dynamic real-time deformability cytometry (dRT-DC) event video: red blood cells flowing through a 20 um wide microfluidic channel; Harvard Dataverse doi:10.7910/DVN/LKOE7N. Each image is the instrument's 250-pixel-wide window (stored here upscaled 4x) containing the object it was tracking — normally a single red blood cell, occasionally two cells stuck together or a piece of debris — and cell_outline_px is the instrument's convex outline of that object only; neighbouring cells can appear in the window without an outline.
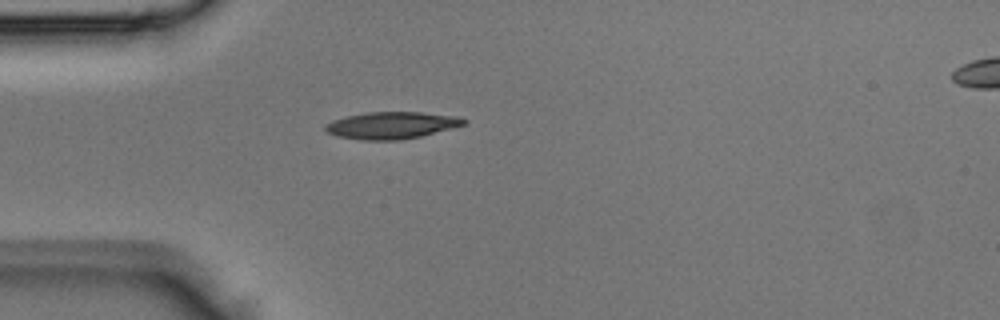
{"species": "Egyptian fruit bat (a non-hibernating species)", "species_latin": "Rousettus aegyptiacus", "temperature_condition": "room temperature", "stored_images_in_passage": 3, "camera_frame_rate_fps": 3000, "um_per_image_px": 0.085, "animal": {"sex": "male"}, "frame": {"image": 1, "passage_image": 3, "time_ms": 0.667, "image_size_px": [1000, 320], "cell_outline_px": [[468, 124], [420, 136], [400, 140], [364, 140], [336, 136], [328, 132], [324, 128], [324, 124], [332, 120], [348, 116], [368, 112], [420, 112], [456, 116], [468, 120]], "centroid_in_image_um": [33.29, 10.65], "position_along_channel_um": 51.7, "area_um2": 21.73}}